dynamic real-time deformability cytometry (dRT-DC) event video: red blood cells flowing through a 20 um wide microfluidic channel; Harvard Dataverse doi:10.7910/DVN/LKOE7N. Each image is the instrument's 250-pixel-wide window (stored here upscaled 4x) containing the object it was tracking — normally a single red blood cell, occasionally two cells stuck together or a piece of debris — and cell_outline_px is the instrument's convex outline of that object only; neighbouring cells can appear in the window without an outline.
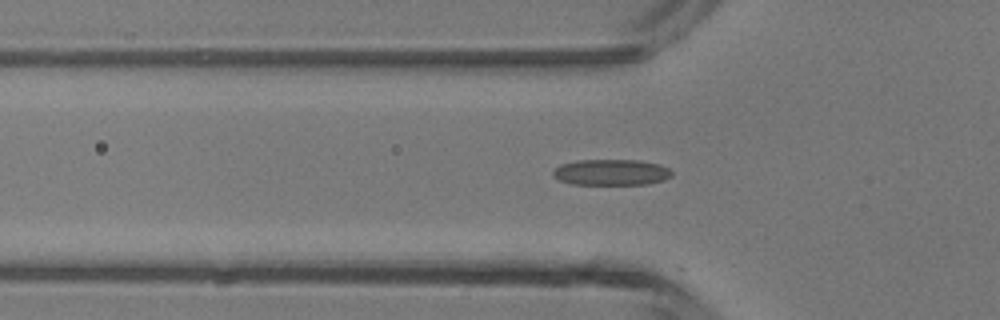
{"species": "common noctule bat (a hibernating species)", "species_latin": "Nyctalus noctula", "temperature_condition": "room temperature", "stored_images_in_passage": 32, "camera_frame_rate_fps": 3000, "um_per_image_px": 0.085, "animal": {"sex": "male", "body_mass_g": 13.3}, "frame": {"image": 1, "passage_image": 6, "time_ms": 1.667, "image_size_px": [1000, 320], "cell_outline_px": [[672, 176], [664, 180], [648, 184], [572, 184], [560, 180], [552, 176], [552, 172], [560, 164], [576, 160], [640, 160], [660, 164], [668, 168], [672, 172]], "centroid_in_image_um": [51.96, 14.64], "position_along_channel_um": 73.8, "area_um2": 18.09}}
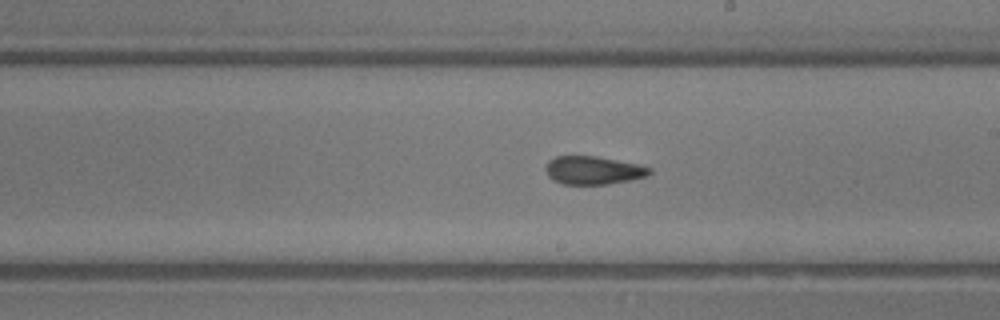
{"frame": {"image": 2, "passage_image": 17, "time_ms": 5.333, "image_size_px": [1000, 320], "cell_outline_px": [[652, 172], [644, 176], [632, 180], [608, 184], [564, 184], [552, 180], [548, 176], [544, 168], [548, 160], [556, 156], [596, 156], [636, 164], [652, 168]], "centroid_in_image_um": [50.38, 14.48], "position_along_channel_um": 238.6, "area_um2": 17.05}}
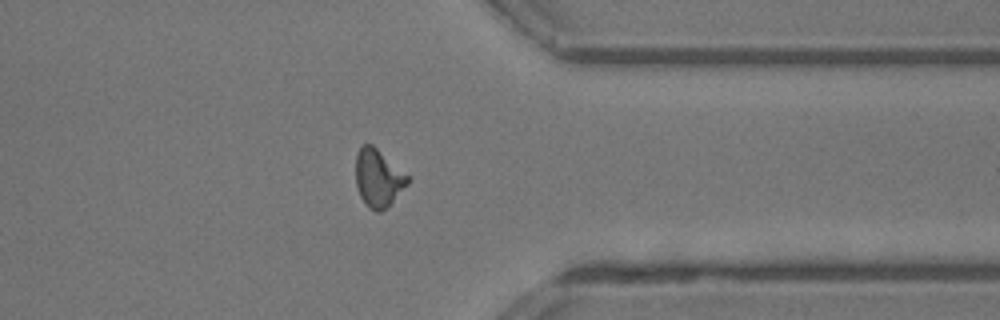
{"frame": {"image": 3, "passage_image": 27, "time_ms": 8.667, "image_size_px": [1000, 320], "cell_outline_px": [[412, 180], [380, 212], [376, 212], [368, 208], [364, 204], [360, 196], [356, 184], [356, 156], [360, 148], [364, 144], [372, 144], [408, 176]], "centroid_in_image_um": [32.13, 15.14], "position_along_channel_um": 379.3, "area_um2": 17.11}, "authors_computed_cell_mechanics": {"area_um2": 17.3689, "velocity_mm_per_s": 4.4652, "shape_relaxation_time_tau1_ms": 10.9685, "shape_relaxation_time_tau2_ms": 1.7503, "deformation_change_tau1": 0.2479, "deformation_change_tau2": 0.1024}}